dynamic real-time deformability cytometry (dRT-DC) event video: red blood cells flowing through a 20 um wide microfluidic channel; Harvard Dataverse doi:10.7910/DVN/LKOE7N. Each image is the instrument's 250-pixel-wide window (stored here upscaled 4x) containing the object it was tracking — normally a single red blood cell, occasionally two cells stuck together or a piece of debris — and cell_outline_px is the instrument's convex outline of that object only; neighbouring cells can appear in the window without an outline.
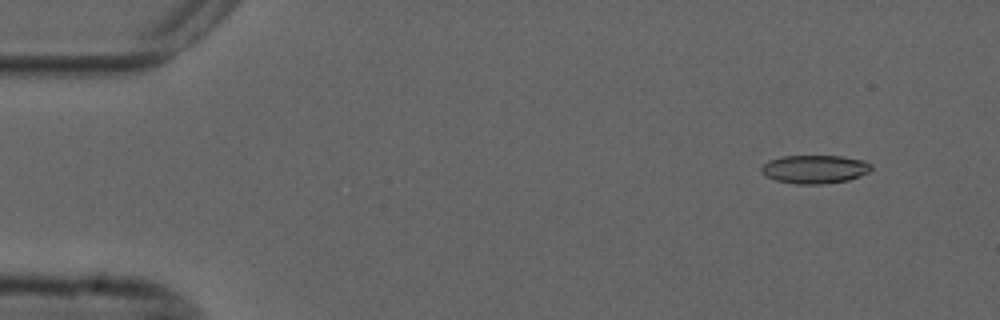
{"species": "common noctule bat (a hibernating species)", "species_latin": "Nyctalus noctula", "temperature_condition": "cold", "stored_images_in_passage": 4, "camera_frame_rate_fps": 3000, "um_per_image_px": 0.085, "animal": {"sex": "male", "forearm_length_mm": 52.5}, "frame": {"image": 1, "passage_image": 1, "time_ms": 0.0, "image_size_px": [1000, 320], "cell_outline_px": [[872, 168], [868, 172], [860, 176], [848, 180], [820, 184], [796, 184], [776, 180], [768, 176], [760, 168], [768, 160], [784, 156], [840, 156], [864, 160], [872, 164]], "centroid_in_image_um": [69.29, 14.37], "position_along_channel_um": 15.7, "area_um2": 18.03}}
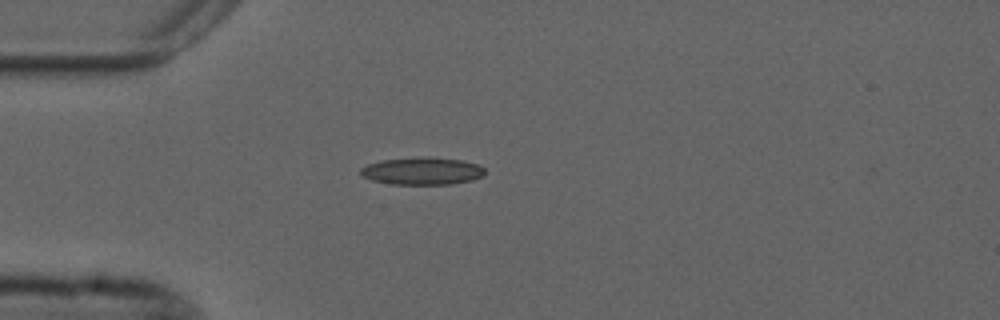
{"frame": {"image": 2, "passage_image": 4, "time_ms": 3.333, "image_size_px": [1000, 320], "cell_outline_px": [[484, 176], [472, 180], [452, 184], [392, 184], [372, 180], [364, 176], [360, 172], [360, 168], [368, 164], [384, 160], [416, 156], [428, 156], [460, 160], [480, 164], [484, 168]], "centroid_in_image_um": [35.93, 14.52], "position_along_channel_um": 49.1, "area_um2": 20.0}}